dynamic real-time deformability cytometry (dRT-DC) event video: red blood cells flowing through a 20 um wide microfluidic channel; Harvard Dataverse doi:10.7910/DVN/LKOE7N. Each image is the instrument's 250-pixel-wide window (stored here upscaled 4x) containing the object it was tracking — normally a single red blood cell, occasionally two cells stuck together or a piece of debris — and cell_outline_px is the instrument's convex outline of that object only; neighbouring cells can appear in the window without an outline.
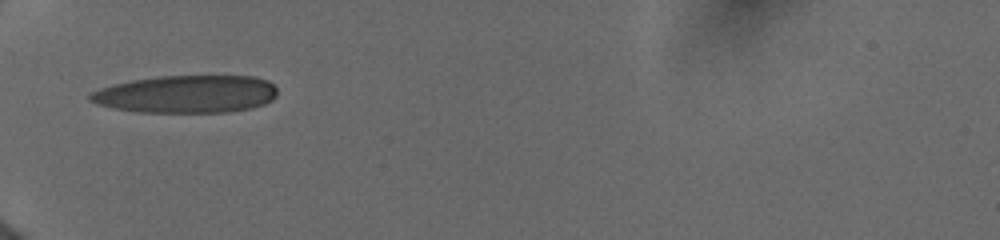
{"species": "human", "species_latin": "Homo sapiens", "temperature_condition": "cold", "stored_images_in_passage": 11, "camera_frame_rate_fps": 3000, "um_per_image_px": 0.085, "donor": {"sex": "female"}, "frame": {"image": 1, "passage_image": 1, "time_ms": 0.0, "image_size_px": [1000, 240], "cell_outline_px": [[276, 96], [272, 100], [264, 104], [252, 108], [228, 112], [136, 112], [112, 108], [96, 104], [88, 100], [88, 96], [92, 92], [100, 88], [132, 80], [156, 76], [256, 76], [268, 80], [276, 88]], "centroid_in_image_um": [15.85, 8.0], "position_along_channel_um": 69.2, "area_um2": 41.27}}
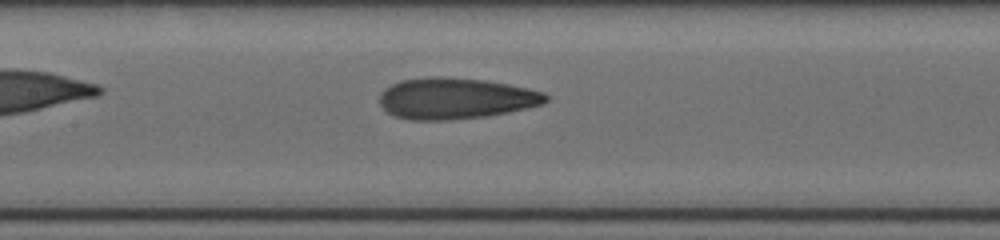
{"frame": {"image": 2, "passage_image": 8, "time_ms": 2.667, "image_size_px": [1000, 240], "cell_outline_px": [[548, 100], [544, 104], [508, 112], [484, 116], [448, 120], [412, 120], [396, 116], [388, 112], [380, 104], [380, 92], [384, 88], [400, 80], [428, 76], [444, 76], [484, 80], [508, 84], [528, 88], [544, 92], [548, 96]], "centroid_in_image_um": [38.72, 8.35], "position_along_channel_um": 168.7, "area_um2": 40.0}}
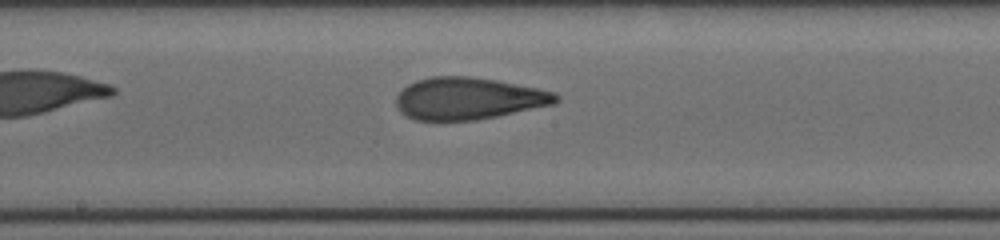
{"frame": {"image": 3, "passage_image": 11, "time_ms": 3.667, "image_size_px": [1000, 240], "cell_outline_px": [[560, 100], [552, 104], [496, 116], [476, 120], [416, 120], [400, 112], [396, 108], [396, 96], [408, 84], [416, 80], [432, 76], [468, 76], [496, 80], [556, 92], [560, 96]], "centroid_in_image_um": [39.79, 8.36], "position_along_channel_um": 208.4, "area_um2": 38.96}}